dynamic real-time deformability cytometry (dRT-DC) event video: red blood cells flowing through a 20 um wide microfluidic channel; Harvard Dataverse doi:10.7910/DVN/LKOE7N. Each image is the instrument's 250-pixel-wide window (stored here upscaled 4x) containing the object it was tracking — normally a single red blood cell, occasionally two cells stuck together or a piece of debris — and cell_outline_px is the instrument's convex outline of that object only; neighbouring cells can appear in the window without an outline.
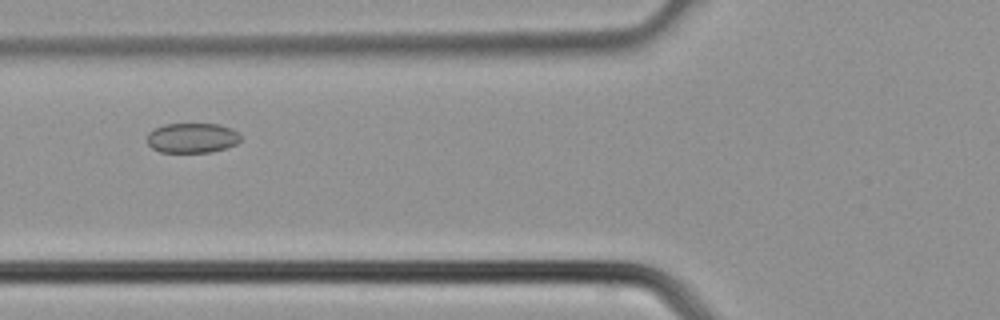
{"species": "common noctule bat (a hibernating species)", "species_latin": "Nyctalus noctula", "temperature_condition": "cold", "stored_images_in_passage": 3, "camera_frame_rate_fps": 3000, "um_per_image_px": 0.085, "animal": {"sex": "male", "body_mass_g": 21.5, "forearm_length_mm": 52.0}, "frame": {"image": 1, "passage_image": 3, "time_ms": 0.667, "image_size_px": [1000, 320], "cell_outline_px": [[240, 140], [236, 144], [212, 152], [160, 152], [152, 148], [148, 144], [148, 132], [164, 124], [220, 124], [232, 128], [240, 136]], "centroid_in_image_um": [16.33, 11.72], "position_along_channel_um": 109.5, "area_um2": 16.24}}